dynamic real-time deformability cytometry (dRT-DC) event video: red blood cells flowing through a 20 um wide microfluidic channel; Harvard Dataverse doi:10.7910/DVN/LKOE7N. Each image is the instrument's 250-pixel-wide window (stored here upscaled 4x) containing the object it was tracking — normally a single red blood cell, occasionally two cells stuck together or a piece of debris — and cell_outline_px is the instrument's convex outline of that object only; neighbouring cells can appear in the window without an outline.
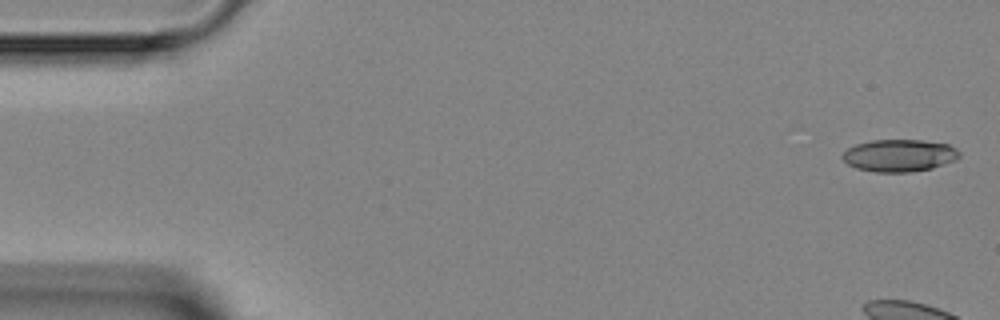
{"species": "Egyptian fruit bat (a non-hibernating species)", "species_latin": "Rousettus aegyptiacus", "temperature_condition": "room temperature", "stored_images_in_passage": 4, "camera_frame_rate_fps": 3000, "um_per_image_px": 0.085, "animal": {"sex": "female"}, "frame": {"image": 1, "passage_image": 1, "time_ms": 0.0, "image_size_px": [1000, 320], "cell_outline_px": [[960, 156], [956, 160], [932, 168], [912, 172], [876, 172], [856, 168], [848, 164], [840, 156], [848, 148], [856, 144], [872, 140], [920, 140], [948, 144], [956, 148], [960, 152]], "centroid_in_image_um": [76.45, 13.22], "position_along_channel_um": 8.6, "area_um2": 22.02}}